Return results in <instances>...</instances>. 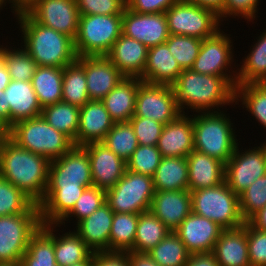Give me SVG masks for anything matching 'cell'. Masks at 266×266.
<instances>
[{"instance_id":"8d00e7d4","label":"cell","mask_w":266,"mask_h":266,"mask_svg":"<svg viewBox=\"0 0 266 266\" xmlns=\"http://www.w3.org/2000/svg\"><path fill=\"white\" fill-rule=\"evenodd\" d=\"M171 231L149 210L139 214L135 240L130 251L148 253Z\"/></svg>"},{"instance_id":"f546056e","label":"cell","mask_w":266,"mask_h":266,"mask_svg":"<svg viewBox=\"0 0 266 266\" xmlns=\"http://www.w3.org/2000/svg\"><path fill=\"white\" fill-rule=\"evenodd\" d=\"M59 224H42L31 237L27 250L20 260L21 266H55L54 233ZM56 231V232H55Z\"/></svg>"},{"instance_id":"91938a15","label":"cell","mask_w":266,"mask_h":266,"mask_svg":"<svg viewBox=\"0 0 266 266\" xmlns=\"http://www.w3.org/2000/svg\"><path fill=\"white\" fill-rule=\"evenodd\" d=\"M8 4H11V12L15 14V18L18 14L27 13V11L36 3V0H7Z\"/></svg>"},{"instance_id":"680465c9","label":"cell","mask_w":266,"mask_h":266,"mask_svg":"<svg viewBox=\"0 0 266 266\" xmlns=\"http://www.w3.org/2000/svg\"><path fill=\"white\" fill-rule=\"evenodd\" d=\"M247 222L255 229L266 232V205L253 214Z\"/></svg>"},{"instance_id":"f5cc1de1","label":"cell","mask_w":266,"mask_h":266,"mask_svg":"<svg viewBox=\"0 0 266 266\" xmlns=\"http://www.w3.org/2000/svg\"><path fill=\"white\" fill-rule=\"evenodd\" d=\"M247 243L251 266H266V232L247 222Z\"/></svg>"},{"instance_id":"be15d7a7","label":"cell","mask_w":266,"mask_h":266,"mask_svg":"<svg viewBox=\"0 0 266 266\" xmlns=\"http://www.w3.org/2000/svg\"><path fill=\"white\" fill-rule=\"evenodd\" d=\"M0 118L10 128V105L6 100L4 91H0Z\"/></svg>"},{"instance_id":"277c9868","label":"cell","mask_w":266,"mask_h":266,"mask_svg":"<svg viewBox=\"0 0 266 266\" xmlns=\"http://www.w3.org/2000/svg\"><path fill=\"white\" fill-rule=\"evenodd\" d=\"M225 111L197 112L193 118L194 149L226 164L234 154L238 140ZM228 116V117H227Z\"/></svg>"},{"instance_id":"e0dca14e","label":"cell","mask_w":266,"mask_h":266,"mask_svg":"<svg viewBox=\"0 0 266 266\" xmlns=\"http://www.w3.org/2000/svg\"><path fill=\"white\" fill-rule=\"evenodd\" d=\"M90 159L93 186L109 190L122 178L127 169L126 162L102 142L83 146Z\"/></svg>"},{"instance_id":"30bf717a","label":"cell","mask_w":266,"mask_h":266,"mask_svg":"<svg viewBox=\"0 0 266 266\" xmlns=\"http://www.w3.org/2000/svg\"><path fill=\"white\" fill-rule=\"evenodd\" d=\"M169 34L206 39L220 30L218 14L206 7L179 1L165 11Z\"/></svg>"},{"instance_id":"836d02e7","label":"cell","mask_w":266,"mask_h":266,"mask_svg":"<svg viewBox=\"0 0 266 266\" xmlns=\"http://www.w3.org/2000/svg\"><path fill=\"white\" fill-rule=\"evenodd\" d=\"M251 45L246 57L237 68V85L247 83H266V29L260 31L257 41Z\"/></svg>"},{"instance_id":"7a4b0ae2","label":"cell","mask_w":266,"mask_h":266,"mask_svg":"<svg viewBox=\"0 0 266 266\" xmlns=\"http://www.w3.org/2000/svg\"><path fill=\"white\" fill-rule=\"evenodd\" d=\"M171 87L183 114L188 108L193 113L221 111L219 107L235 103V86L225 77L184 69Z\"/></svg>"},{"instance_id":"f907efd6","label":"cell","mask_w":266,"mask_h":266,"mask_svg":"<svg viewBox=\"0 0 266 266\" xmlns=\"http://www.w3.org/2000/svg\"><path fill=\"white\" fill-rule=\"evenodd\" d=\"M139 145L156 146L164 125L150 118L132 117L129 120Z\"/></svg>"},{"instance_id":"ffe728a7","label":"cell","mask_w":266,"mask_h":266,"mask_svg":"<svg viewBox=\"0 0 266 266\" xmlns=\"http://www.w3.org/2000/svg\"><path fill=\"white\" fill-rule=\"evenodd\" d=\"M150 211L171 231L192 212L190 190L155 191Z\"/></svg>"},{"instance_id":"4316f807","label":"cell","mask_w":266,"mask_h":266,"mask_svg":"<svg viewBox=\"0 0 266 266\" xmlns=\"http://www.w3.org/2000/svg\"><path fill=\"white\" fill-rule=\"evenodd\" d=\"M182 71L165 42L148 49L146 66L140 79L151 84L172 85Z\"/></svg>"},{"instance_id":"7402d4cb","label":"cell","mask_w":266,"mask_h":266,"mask_svg":"<svg viewBox=\"0 0 266 266\" xmlns=\"http://www.w3.org/2000/svg\"><path fill=\"white\" fill-rule=\"evenodd\" d=\"M115 122L102 101L90 100L80 107L76 146L102 142Z\"/></svg>"},{"instance_id":"f1b7e54d","label":"cell","mask_w":266,"mask_h":266,"mask_svg":"<svg viewBox=\"0 0 266 266\" xmlns=\"http://www.w3.org/2000/svg\"><path fill=\"white\" fill-rule=\"evenodd\" d=\"M140 78L124 77L101 101L114 122H128L135 112Z\"/></svg>"},{"instance_id":"d6a6232c","label":"cell","mask_w":266,"mask_h":266,"mask_svg":"<svg viewBox=\"0 0 266 266\" xmlns=\"http://www.w3.org/2000/svg\"><path fill=\"white\" fill-rule=\"evenodd\" d=\"M62 101L78 107L84 106L90 98L85 76V56L63 68Z\"/></svg>"},{"instance_id":"9f6ffc18","label":"cell","mask_w":266,"mask_h":266,"mask_svg":"<svg viewBox=\"0 0 266 266\" xmlns=\"http://www.w3.org/2000/svg\"><path fill=\"white\" fill-rule=\"evenodd\" d=\"M185 266H220L210 253L191 254Z\"/></svg>"},{"instance_id":"d4e9b609","label":"cell","mask_w":266,"mask_h":266,"mask_svg":"<svg viewBox=\"0 0 266 266\" xmlns=\"http://www.w3.org/2000/svg\"><path fill=\"white\" fill-rule=\"evenodd\" d=\"M186 158L188 190L211 188L225 182V164L220 160L195 149Z\"/></svg>"},{"instance_id":"8992f818","label":"cell","mask_w":266,"mask_h":266,"mask_svg":"<svg viewBox=\"0 0 266 266\" xmlns=\"http://www.w3.org/2000/svg\"><path fill=\"white\" fill-rule=\"evenodd\" d=\"M192 212L205 217L223 229H236L244 225L239 196L223 182L215 187L191 191Z\"/></svg>"},{"instance_id":"f35d334b","label":"cell","mask_w":266,"mask_h":266,"mask_svg":"<svg viewBox=\"0 0 266 266\" xmlns=\"http://www.w3.org/2000/svg\"><path fill=\"white\" fill-rule=\"evenodd\" d=\"M139 214L114 213L109 235V252H127L133 248Z\"/></svg>"},{"instance_id":"a7ac6f4b","label":"cell","mask_w":266,"mask_h":266,"mask_svg":"<svg viewBox=\"0 0 266 266\" xmlns=\"http://www.w3.org/2000/svg\"><path fill=\"white\" fill-rule=\"evenodd\" d=\"M6 3H8L7 0H0V9L1 10L3 9V7H5L7 5Z\"/></svg>"},{"instance_id":"6f0895ef","label":"cell","mask_w":266,"mask_h":266,"mask_svg":"<svg viewBox=\"0 0 266 266\" xmlns=\"http://www.w3.org/2000/svg\"><path fill=\"white\" fill-rule=\"evenodd\" d=\"M128 261L130 266H160L148 253L128 251Z\"/></svg>"},{"instance_id":"ba28073f","label":"cell","mask_w":266,"mask_h":266,"mask_svg":"<svg viewBox=\"0 0 266 266\" xmlns=\"http://www.w3.org/2000/svg\"><path fill=\"white\" fill-rule=\"evenodd\" d=\"M41 226L38 204L26 213L0 216V264L20 263L31 237Z\"/></svg>"},{"instance_id":"ab89813d","label":"cell","mask_w":266,"mask_h":266,"mask_svg":"<svg viewBox=\"0 0 266 266\" xmlns=\"http://www.w3.org/2000/svg\"><path fill=\"white\" fill-rule=\"evenodd\" d=\"M266 129V83H247L235 87V104L239 102ZM266 142V139H265Z\"/></svg>"},{"instance_id":"4fadbf2b","label":"cell","mask_w":266,"mask_h":266,"mask_svg":"<svg viewBox=\"0 0 266 266\" xmlns=\"http://www.w3.org/2000/svg\"><path fill=\"white\" fill-rule=\"evenodd\" d=\"M264 175H266V142L244 150L243 147L239 150L237 145L234 154L225 164V182L238 196Z\"/></svg>"},{"instance_id":"cb8c5ba5","label":"cell","mask_w":266,"mask_h":266,"mask_svg":"<svg viewBox=\"0 0 266 266\" xmlns=\"http://www.w3.org/2000/svg\"><path fill=\"white\" fill-rule=\"evenodd\" d=\"M113 215L114 212L105 202L90 216L76 224L74 231L94 253L109 252Z\"/></svg>"},{"instance_id":"d590c367","label":"cell","mask_w":266,"mask_h":266,"mask_svg":"<svg viewBox=\"0 0 266 266\" xmlns=\"http://www.w3.org/2000/svg\"><path fill=\"white\" fill-rule=\"evenodd\" d=\"M55 261L59 266H70L87 261L93 251L74 231H68L60 235L54 234Z\"/></svg>"},{"instance_id":"603a6c76","label":"cell","mask_w":266,"mask_h":266,"mask_svg":"<svg viewBox=\"0 0 266 266\" xmlns=\"http://www.w3.org/2000/svg\"><path fill=\"white\" fill-rule=\"evenodd\" d=\"M85 76L90 100L99 101L124 79L106 56H85Z\"/></svg>"},{"instance_id":"f6af8a7d","label":"cell","mask_w":266,"mask_h":266,"mask_svg":"<svg viewBox=\"0 0 266 266\" xmlns=\"http://www.w3.org/2000/svg\"><path fill=\"white\" fill-rule=\"evenodd\" d=\"M168 49L180 67L190 69L199 53L202 39L186 35H169L166 40Z\"/></svg>"},{"instance_id":"7c38bea8","label":"cell","mask_w":266,"mask_h":266,"mask_svg":"<svg viewBox=\"0 0 266 266\" xmlns=\"http://www.w3.org/2000/svg\"><path fill=\"white\" fill-rule=\"evenodd\" d=\"M224 33L220 29L215 35L202 40L199 53L190 69L201 74L225 77L236 87L237 69L234 67L237 65L233 64V40L231 35Z\"/></svg>"},{"instance_id":"003e7915","label":"cell","mask_w":266,"mask_h":266,"mask_svg":"<svg viewBox=\"0 0 266 266\" xmlns=\"http://www.w3.org/2000/svg\"><path fill=\"white\" fill-rule=\"evenodd\" d=\"M0 266H21L20 263H2Z\"/></svg>"},{"instance_id":"681fc988","label":"cell","mask_w":266,"mask_h":266,"mask_svg":"<svg viewBox=\"0 0 266 266\" xmlns=\"http://www.w3.org/2000/svg\"><path fill=\"white\" fill-rule=\"evenodd\" d=\"M79 15H123L126 0H76Z\"/></svg>"},{"instance_id":"44dd1931","label":"cell","mask_w":266,"mask_h":266,"mask_svg":"<svg viewBox=\"0 0 266 266\" xmlns=\"http://www.w3.org/2000/svg\"><path fill=\"white\" fill-rule=\"evenodd\" d=\"M148 47L121 35L106 55L110 62L127 78H141L146 66Z\"/></svg>"},{"instance_id":"9a60e30c","label":"cell","mask_w":266,"mask_h":266,"mask_svg":"<svg viewBox=\"0 0 266 266\" xmlns=\"http://www.w3.org/2000/svg\"><path fill=\"white\" fill-rule=\"evenodd\" d=\"M27 14L38 23L73 39L79 24L76 0H36Z\"/></svg>"},{"instance_id":"83f0119b","label":"cell","mask_w":266,"mask_h":266,"mask_svg":"<svg viewBox=\"0 0 266 266\" xmlns=\"http://www.w3.org/2000/svg\"><path fill=\"white\" fill-rule=\"evenodd\" d=\"M4 93L10 105V127L19 121L41 116L42 107L31 81L11 80Z\"/></svg>"},{"instance_id":"5bb4252c","label":"cell","mask_w":266,"mask_h":266,"mask_svg":"<svg viewBox=\"0 0 266 266\" xmlns=\"http://www.w3.org/2000/svg\"><path fill=\"white\" fill-rule=\"evenodd\" d=\"M180 114L171 85L139 83L133 117L150 118L165 125Z\"/></svg>"},{"instance_id":"6da1fadb","label":"cell","mask_w":266,"mask_h":266,"mask_svg":"<svg viewBox=\"0 0 266 266\" xmlns=\"http://www.w3.org/2000/svg\"><path fill=\"white\" fill-rule=\"evenodd\" d=\"M50 161L18 146L9 137L0 143V176L19 188L35 204L47 190Z\"/></svg>"},{"instance_id":"ac0fdd59","label":"cell","mask_w":266,"mask_h":266,"mask_svg":"<svg viewBox=\"0 0 266 266\" xmlns=\"http://www.w3.org/2000/svg\"><path fill=\"white\" fill-rule=\"evenodd\" d=\"M219 224L191 212L174 231L190 254L210 253L221 233Z\"/></svg>"},{"instance_id":"2e32d148","label":"cell","mask_w":266,"mask_h":266,"mask_svg":"<svg viewBox=\"0 0 266 266\" xmlns=\"http://www.w3.org/2000/svg\"><path fill=\"white\" fill-rule=\"evenodd\" d=\"M122 34L148 48L165 43L170 35L165 13H136L127 7L122 15Z\"/></svg>"},{"instance_id":"5b68a950","label":"cell","mask_w":266,"mask_h":266,"mask_svg":"<svg viewBox=\"0 0 266 266\" xmlns=\"http://www.w3.org/2000/svg\"><path fill=\"white\" fill-rule=\"evenodd\" d=\"M9 138L18 146L49 161L62 157L74 146L67 135L54 129L42 116L14 124L9 128Z\"/></svg>"},{"instance_id":"7dc6e473","label":"cell","mask_w":266,"mask_h":266,"mask_svg":"<svg viewBox=\"0 0 266 266\" xmlns=\"http://www.w3.org/2000/svg\"><path fill=\"white\" fill-rule=\"evenodd\" d=\"M266 205V175L255 180L239 195V207L245 222Z\"/></svg>"},{"instance_id":"b9f144b4","label":"cell","mask_w":266,"mask_h":266,"mask_svg":"<svg viewBox=\"0 0 266 266\" xmlns=\"http://www.w3.org/2000/svg\"><path fill=\"white\" fill-rule=\"evenodd\" d=\"M112 152L127 162L136 148L138 140L130 122H116L102 141Z\"/></svg>"},{"instance_id":"11a10c76","label":"cell","mask_w":266,"mask_h":266,"mask_svg":"<svg viewBox=\"0 0 266 266\" xmlns=\"http://www.w3.org/2000/svg\"><path fill=\"white\" fill-rule=\"evenodd\" d=\"M93 266H130L127 252H95Z\"/></svg>"},{"instance_id":"c3c4849f","label":"cell","mask_w":266,"mask_h":266,"mask_svg":"<svg viewBox=\"0 0 266 266\" xmlns=\"http://www.w3.org/2000/svg\"><path fill=\"white\" fill-rule=\"evenodd\" d=\"M161 159L156 146L139 145L126 162L127 170L153 177Z\"/></svg>"},{"instance_id":"6125c7cd","label":"cell","mask_w":266,"mask_h":266,"mask_svg":"<svg viewBox=\"0 0 266 266\" xmlns=\"http://www.w3.org/2000/svg\"><path fill=\"white\" fill-rule=\"evenodd\" d=\"M10 82L11 77L5 65L4 54L0 50V91H4Z\"/></svg>"},{"instance_id":"bcb514c9","label":"cell","mask_w":266,"mask_h":266,"mask_svg":"<svg viewBox=\"0 0 266 266\" xmlns=\"http://www.w3.org/2000/svg\"><path fill=\"white\" fill-rule=\"evenodd\" d=\"M106 200V191L96 186L85 188L79 199L76 201L73 209L58 223L65 226V221L74 217L76 223L90 216L95 212ZM64 223V224H63Z\"/></svg>"},{"instance_id":"8fae6325","label":"cell","mask_w":266,"mask_h":266,"mask_svg":"<svg viewBox=\"0 0 266 266\" xmlns=\"http://www.w3.org/2000/svg\"><path fill=\"white\" fill-rule=\"evenodd\" d=\"M93 186L90 159L83 146H73L62 157L50 161L48 186L39 207L59 187Z\"/></svg>"},{"instance_id":"d6986e66","label":"cell","mask_w":266,"mask_h":266,"mask_svg":"<svg viewBox=\"0 0 266 266\" xmlns=\"http://www.w3.org/2000/svg\"><path fill=\"white\" fill-rule=\"evenodd\" d=\"M187 114L164 125L156 145L162 157H187L194 150L193 118Z\"/></svg>"},{"instance_id":"60d3db41","label":"cell","mask_w":266,"mask_h":266,"mask_svg":"<svg viewBox=\"0 0 266 266\" xmlns=\"http://www.w3.org/2000/svg\"><path fill=\"white\" fill-rule=\"evenodd\" d=\"M148 254L160 266H185L191 255L175 232L168 233Z\"/></svg>"},{"instance_id":"ee69618b","label":"cell","mask_w":266,"mask_h":266,"mask_svg":"<svg viewBox=\"0 0 266 266\" xmlns=\"http://www.w3.org/2000/svg\"><path fill=\"white\" fill-rule=\"evenodd\" d=\"M35 203L0 176V216L26 213Z\"/></svg>"},{"instance_id":"484cf974","label":"cell","mask_w":266,"mask_h":266,"mask_svg":"<svg viewBox=\"0 0 266 266\" xmlns=\"http://www.w3.org/2000/svg\"><path fill=\"white\" fill-rule=\"evenodd\" d=\"M211 253L220 266H251L247 243V221L240 228L224 230Z\"/></svg>"},{"instance_id":"4dcf8cb0","label":"cell","mask_w":266,"mask_h":266,"mask_svg":"<svg viewBox=\"0 0 266 266\" xmlns=\"http://www.w3.org/2000/svg\"><path fill=\"white\" fill-rule=\"evenodd\" d=\"M155 191L188 190L186 157H162L153 175Z\"/></svg>"},{"instance_id":"e7e4bbea","label":"cell","mask_w":266,"mask_h":266,"mask_svg":"<svg viewBox=\"0 0 266 266\" xmlns=\"http://www.w3.org/2000/svg\"><path fill=\"white\" fill-rule=\"evenodd\" d=\"M9 137V127L7 124L0 118V138L6 139Z\"/></svg>"},{"instance_id":"1f68e13d","label":"cell","mask_w":266,"mask_h":266,"mask_svg":"<svg viewBox=\"0 0 266 266\" xmlns=\"http://www.w3.org/2000/svg\"><path fill=\"white\" fill-rule=\"evenodd\" d=\"M63 68L38 66L32 86L42 108L62 101Z\"/></svg>"},{"instance_id":"94428289","label":"cell","mask_w":266,"mask_h":266,"mask_svg":"<svg viewBox=\"0 0 266 266\" xmlns=\"http://www.w3.org/2000/svg\"><path fill=\"white\" fill-rule=\"evenodd\" d=\"M201 7H206L215 11L217 14L223 9L225 0H181Z\"/></svg>"},{"instance_id":"3957f363","label":"cell","mask_w":266,"mask_h":266,"mask_svg":"<svg viewBox=\"0 0 266 266\" xmlns=\"http://www.w3.org/2000/svg\"><path fill=\"white\" fill-rule=\"evenodd\" d=\"M16 20L21 44L38 66L64 68L77 60L73 38L38 23L27 13L18 14Z\"/></svg>"},{"instance_id":"52a82bcc","label":"cell","mask_w":266,"mask_h":266,"mask_svg":"<svg viewBox=\"0 0 266 266\" xmlns=\"http://www.w3.org/2000/svg\"><path fill=\"white\" fill-rule=\"evenodd\" d=\"M122 35V15H80L75 51L81 56H106Z\"/></svg>"},{"instance_id":"e575fe53","label":"cell","mask_w":266,"mask_h":266,"mask_svg":"<svg viewBox=\"0 0 266 266\" xmlns=\"http://www.w3.org/2000/svg\"><path fill=\"white\" fill-rule=\"evenodd\" d=\"M87 187H59L39 208L42 224H58Z\"/></svg>"},{"instance_id":"03108f58","label":"cell","mask_w":266,"mask_h":266,"mask_svg":"<svg viewBox=\"0 0 266 266\" xmlns=\"http://www.w3.org/2000/svg\"><path fill=\"white\" fill-rule=\"evenodd\" d=\"M70 266H93V255L87 260Z\"/></svg>"},{"instance_id":"816d5d0a","label":"cell","mask_w":266,"mask_h":266,"mask_svg":"<svg viewBox=\"0 0 266 266\" xmlns=\"http://www.w3.org/2000/svg\"><path fill=\"white\" fill-rule=\"evenodd\" d=\"M258 4L259 0H225L223 9L218 13L219 19L223 22L227 17L237 16L247 20L246 23L253 22L259 10Z\"/></svg>"},{"instance_id":"db71d44e","label":"cell","mask_w":266,"mask_h":266,"mask_svg":"<svg viewBox=\"0 0 266 266\" xmlns=\"http://www.w3.org/2000/svg\"><path fill=\"white\" fill-rule=\"evenodd\" d=\"M180 0H126V7L136 13H165Z\"/></svg>"},{"instance_id":"74e56055","label":"cell","mask_w":266,"mask_h":266,"mask_svg":"<svg viewBox=\"0 0 266 266\" xmlns=\"http://www.w3.org/2000/svg\"><path fill=\"white\" fill-rule=\"evenodd\" d=\"M41 116L56 130L67 135L76 146L80 107L59 101L42 108Z\"/></svg>"},{"instance_id":"7bdbcfd3","label":"cell","mask_w":266,"mask_h":266,"mask_svg":"<svg viewBox=\"0 0 266 266\" xmlns=\"http://www.w3.org/2000/svg\"><path fill=\"white\" fill-rule=\"evenodd\" d=\"M12 47L8 45H4V47L3 45L0 46L11 80L31 81L38 67L37 63L22 45L20 46L21 48L17 49Z\"/></svg>"},{"instance_id":"9c48e42d","label":"cell","mask_w":266,"mask_h":266,"mask_svg":"<svg viewBox=\"0 0 266 266\" xmlns=\"http://www.w3.org/2000/svg\"><path fill=\"white\" fill-rule=\"evenodd\" d=\"M155 194L153 178L130 170L111 189L105 202L114 213L140 214L150 210Z\"/></svg>"}]
</instances>
